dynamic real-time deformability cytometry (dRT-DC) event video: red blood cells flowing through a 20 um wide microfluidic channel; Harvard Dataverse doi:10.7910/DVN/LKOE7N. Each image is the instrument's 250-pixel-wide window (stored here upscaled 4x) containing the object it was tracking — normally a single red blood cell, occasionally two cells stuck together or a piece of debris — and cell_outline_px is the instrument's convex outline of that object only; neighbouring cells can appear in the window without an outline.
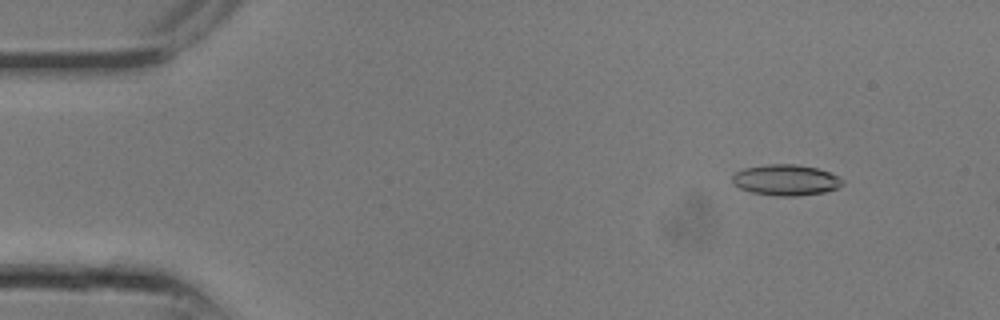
{"species": "common noctule bat (a hibernating species)", "species_latin": "Nyctalus noctula", "temperature_condition": "room temperature", "stored_images_in_passage": 5, "camera_frame_rate_fps": 3000, "um_per_image_px": 0.085, "animal": {"sex": "male", "body_mass_g": 13.3}, "frame": {"image": 1, "passage_image": 1, "time_ms": 0.0, "image_size_px": [1000, 320], "cell_outline_px": [[844, 184], [836, 188], [824, 192], [800, 196], [776, 196], [752, 192], [740, 188], [732, 184], [732, 176], [736, 172], [744, 168], [768, 164], [796, 164], [816, 168], [840, 176], [844, 180]], "centroid_in_image_um": [66.8, 15.3], "position_along_channel_um": 18.2, "area_um2": 19.94}}